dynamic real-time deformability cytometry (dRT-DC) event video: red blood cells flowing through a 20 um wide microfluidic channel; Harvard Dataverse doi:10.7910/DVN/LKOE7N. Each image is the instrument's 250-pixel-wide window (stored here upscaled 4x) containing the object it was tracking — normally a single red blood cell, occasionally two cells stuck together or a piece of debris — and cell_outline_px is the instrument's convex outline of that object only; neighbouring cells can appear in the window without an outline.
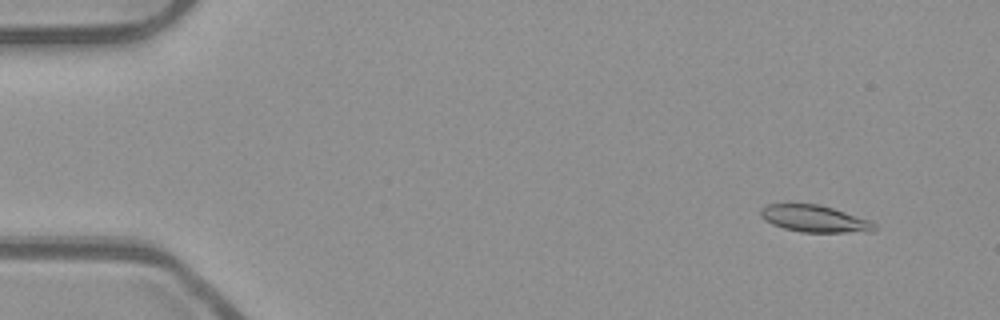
{"species": "common noctule bat (a hibernating species)", "species_latin": "Nyctalus noctula", "temperature_condition": "room temperature", "stored_images_in_passage": 54, "camera_frame_rate_fps": 3000, "um_per_image_px": 0.085, "animal": {"sex": "male", "body_mass_g": 23.1, "forearm_length_mm": 52.7}, "frame": {"image": 1, "passage_image": 5, "time_ms": 1.333, "image_size_px": [1000, 320], "cell_outline_px": [[876, 228], [872, 232], [800, 232], [784, 228], [772, 224], [764, 220], [760, 216], [760, 208], [768, 204], [820, 204], [872, 220], [876, 224]], "centroid_in_image_um": [69.26, 18.59], "position_along_channel_um": 15.7, "area_um2": 18.03}}
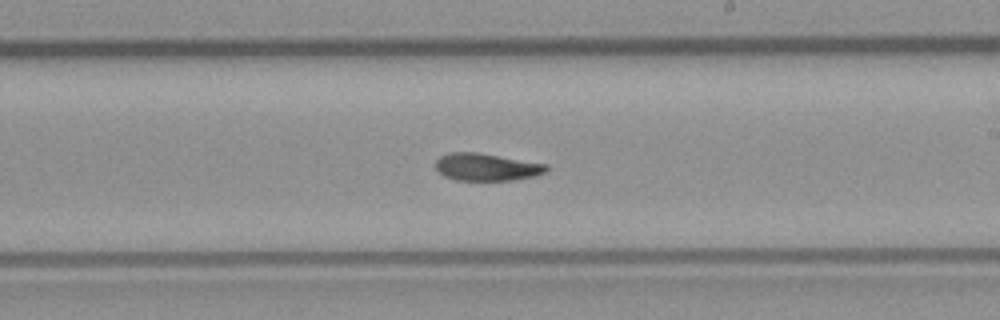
{"frame": {"image": 2, "passage_image": 32, "time_ms": 10.333, "image_size_px": [1000, 320], "cell_outline_px": [[548, 172], [536, 176], [516, 180], [456, 180], [444, 176], [436, 168], [436, 160], [440, 156], [448, 152], [476, 152], [548, 164]], "centroid_in_image_um": [41.39, 14.2], "position_along_channel_um": 247.6, "area_um2": 17.8}}
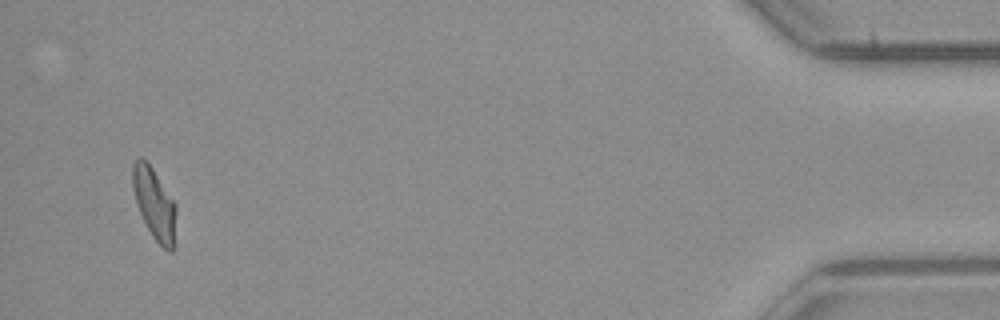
{"frame": {"image": 3, "passage_image": 52, "time_ms": 17.0, "image_size_px": [1000, 320], "cell_outline_px": [[176, 212], [172, 252], [168, 252], [152, 236], [140, 212], [132, 188], [132, 164], [140, 156], [148, 160], [176, 204]], "centroid_in_image_um": [13.11, 17.24], "position_along_channel_um": 422.1, "area_um2": 17.98}, "authors_computed_cell_mechanics": {"area_um2": 18.2648, "velocity_mm_per_s": 3.8669, "shape_relaxation_time_tau1_ms": 6.9551, "shape_relaxation_time_tau2_ms": 3.7786, "deformation_change_tau1": 0.1966, "deformation_change_tau2": 0.0827}}